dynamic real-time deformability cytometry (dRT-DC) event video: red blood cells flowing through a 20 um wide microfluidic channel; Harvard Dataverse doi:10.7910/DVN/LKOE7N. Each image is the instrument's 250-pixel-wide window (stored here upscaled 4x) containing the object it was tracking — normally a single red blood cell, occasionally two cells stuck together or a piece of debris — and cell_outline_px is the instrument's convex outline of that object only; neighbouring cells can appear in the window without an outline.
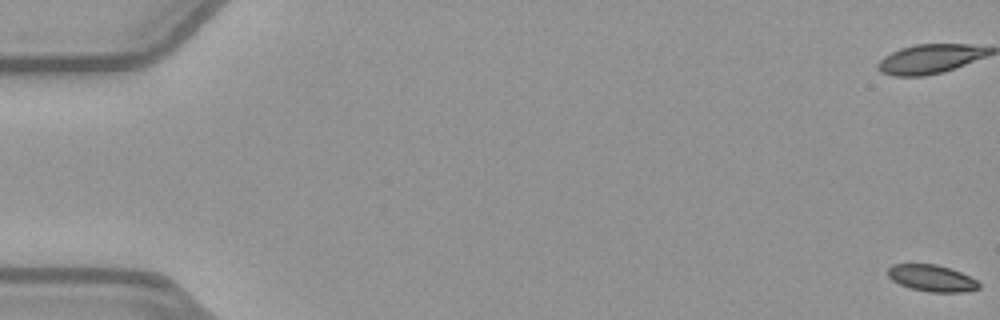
{"species": "common noctule bat (a hibernating species)", "species_latin": "Nyctalus noctula", "temperature_condition": "warm", "stored_images_in_passage": 54, "camera_frame_rate_fps": 3000, "um_per_image_px": 0.085, "animal": {"sex": "female", "body_mass_g": 21.9}, "frame": {"image": 1, "passage_image": 1, "time_ms": 0.0, "image_size_px": [1000, 320], "cell_outline_px": [[980, 288], [964, 292], [928, 292], [912, 288], [900, 284], [892, 280], [888, 276], [888, 268], [892, 264], [936, 264], [960, 272], [976, 280], [980, 284]], "centroid_in_image_um": [79.2, 23.64], "position_along_channel_um": 5.8, "area_um2": 13.99}}